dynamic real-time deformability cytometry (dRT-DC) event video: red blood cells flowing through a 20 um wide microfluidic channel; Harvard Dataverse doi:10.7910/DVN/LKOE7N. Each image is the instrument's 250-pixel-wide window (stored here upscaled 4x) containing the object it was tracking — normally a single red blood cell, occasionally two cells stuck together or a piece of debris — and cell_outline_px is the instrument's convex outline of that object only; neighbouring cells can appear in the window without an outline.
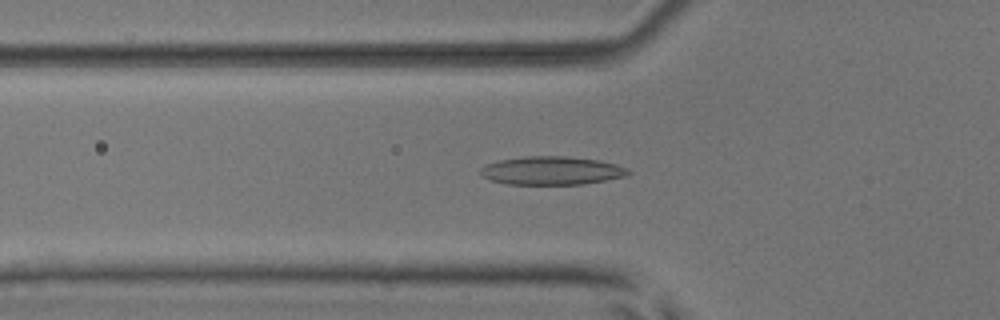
{"species": "common noctule bat (a hibernating species)", "species_latin": "Nyctalus noctula", "temperature_condition": "room temperature", "stored_images_in_passage": 53, "camera_frame_rate_fps": 3000, "um_per_image_px": 0.085, "animal": {"sex": "male", "body_mass_g": 17.9, "forearm_length_mm": 54.2}, "frame": {"image": 1, "passage_image": 19, "time_ms": 6.0, "image_size_px": [1000, 320], "cell_outline_px": [[632, 172], [628, 176], [580, 184], [508, 184], [492, 180], [480, 176], [480, 168], [484, 164], [500, 160], [524, 156], [564, 156], [600, 160], [616, 164], [628, 168]], "centroid_in_image_um": [46.89, 14.49], "position_along_channel_um": 78.9, "area_um2": 24.51}}
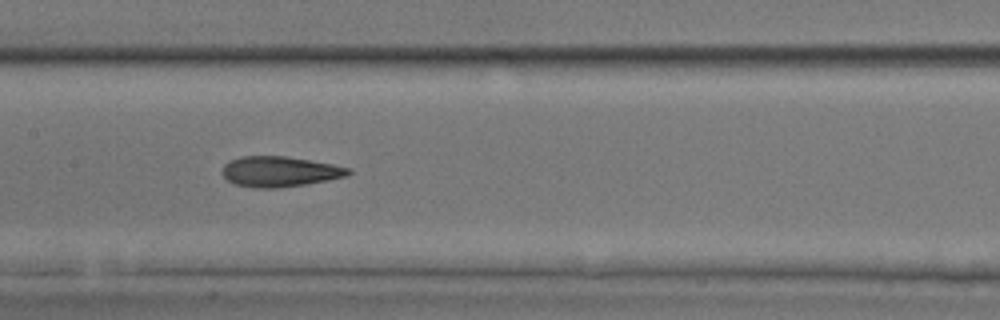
{"frame": {"image": 2, "passage_image": 27, "time_ms": 8.667, "image_size_px": [1000, 320], "cell_outline_px": [[352, 172], [344, 176], [328, 180], [280, 188], [252, 188], [232, 184], [224, 176], [224, 164], [228, 160], [240, 156], [284, 156], [332, 164], [352, 168]], "centroid_in_image_um": [23.74, 14.59], "position_along_channel_um": 183.7, "area_um2": 22.31}}
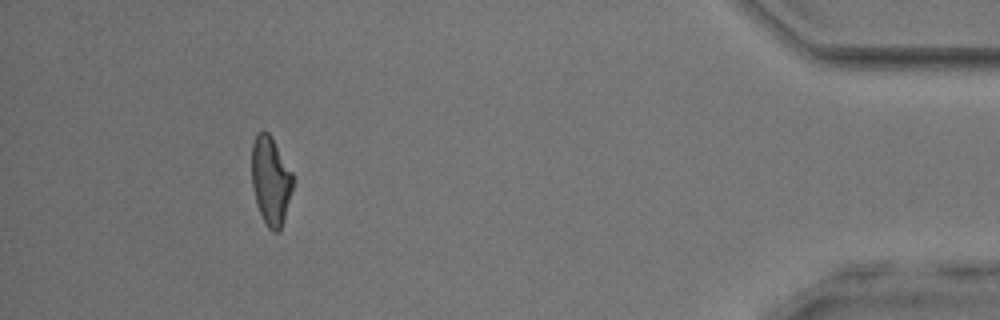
{"frame": {"image": 3, "passage_image": 49, "time_ms": 16.0, "image_size_px": [1000, 320], "cell_outline_px": [[292, 188], [284, 220], [280, 228], [276, 232], [272, 232], [268, 228], [256, 204], [252, 188], [252, 144], [256, 132], [268, 132], [272, 136], [292, 172]], "centroid_in_image_um": [22.99, 15.33], "position_along_channel_um": 412.2, "area_um2": 21.1}, "authors_computed_cell_mechanics": {"area_um2": 22.3108, "velocity_mm_per_s": 3.9145, "shape_relaxation_time_tau1_ms": 6.4133, "shape_relaxation_time_tau2_ms": 3.1132, "deformation_change_tau1": 0.1896, "deformation_change_tau2": 0.1274}}